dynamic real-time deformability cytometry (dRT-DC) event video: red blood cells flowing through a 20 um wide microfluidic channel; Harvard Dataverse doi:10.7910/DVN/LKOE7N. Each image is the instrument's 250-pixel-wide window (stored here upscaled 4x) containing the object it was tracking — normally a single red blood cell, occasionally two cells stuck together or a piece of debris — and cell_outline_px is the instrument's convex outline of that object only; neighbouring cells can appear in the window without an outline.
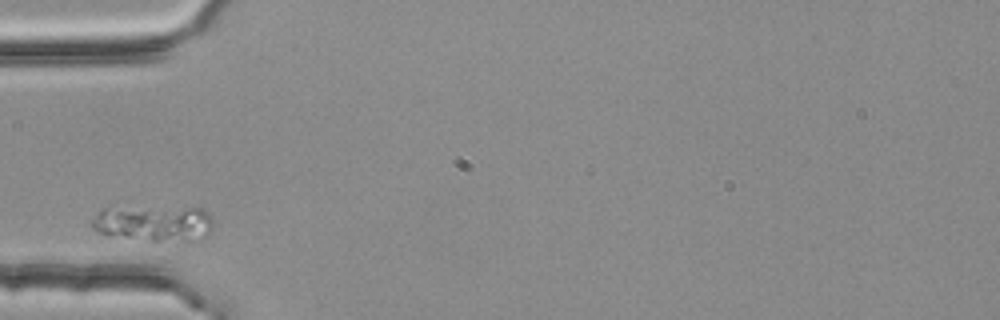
{"species": "common noctule bat (a hibernating species)", "species_latin": "Nyctalus noctula", "temperature_condition": "room temperature", "stored_images_in_passage": 4, "camera_frame_rate_fps": 3000, "um_per_image_px": 0.085, "animal": {"sex": "female", "body_mass_g": 25.1}, "frame": {"image": 1, "passage_image": 1, "time_ms": 0.0, "image_size_px": [1000, 320], "cell_outline_px": [[212, 228], [208, 236], [192, 240], [152, 240], [100, 232], [92, 228], [92, 220], [96, 212], [104, 208], [204, 208], [208, 212], [212, 220]], "centroid_in_image_um": [13.14, 18.96], "position_along_channel_um": 71.9, "area_um2": 24.57}}
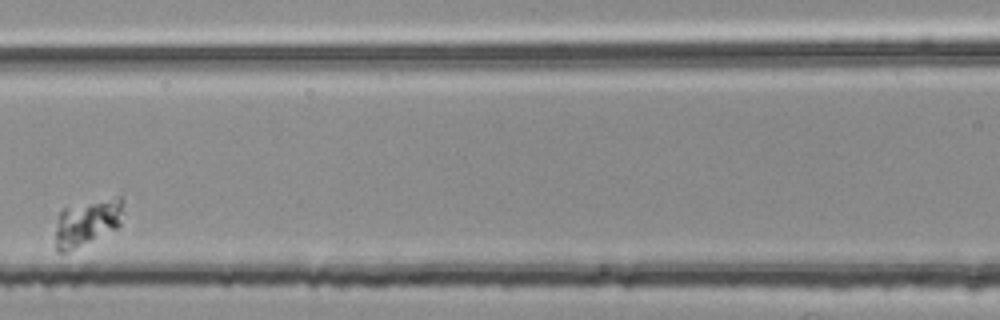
{"frame": {"image": 2, "passage_image": 3, "time_ms": 0.667, "image_size_px": [1000, 320], "cell_outline_px": [[124, 200], [120, 224], [116, 228], [64, 252], [56, 252], [56, 216], [64, 208], [116, 196], [120, 196]], "centroid_in_image_um": [7.4, 18.87], "position_along_channel_um": 159.2, "area_um2": 17.86}}
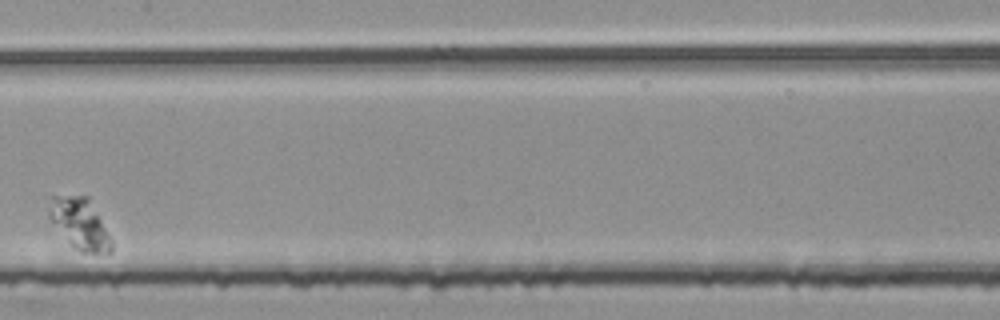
{"frame": {"image": 3, "passage_image": 4, "time_ms": 1.0, "image_size_px": [1000, 320], "cell_outline_px": [[112, 252], [80, 252], [72, 248], [48, 216], [48, 212], [52, 196], [88, 196], [112, 240]], "centroid_in_image_um": [6.78, 19.03], "position_along_channel_um": 200.6, "area_um2": 18.26}}